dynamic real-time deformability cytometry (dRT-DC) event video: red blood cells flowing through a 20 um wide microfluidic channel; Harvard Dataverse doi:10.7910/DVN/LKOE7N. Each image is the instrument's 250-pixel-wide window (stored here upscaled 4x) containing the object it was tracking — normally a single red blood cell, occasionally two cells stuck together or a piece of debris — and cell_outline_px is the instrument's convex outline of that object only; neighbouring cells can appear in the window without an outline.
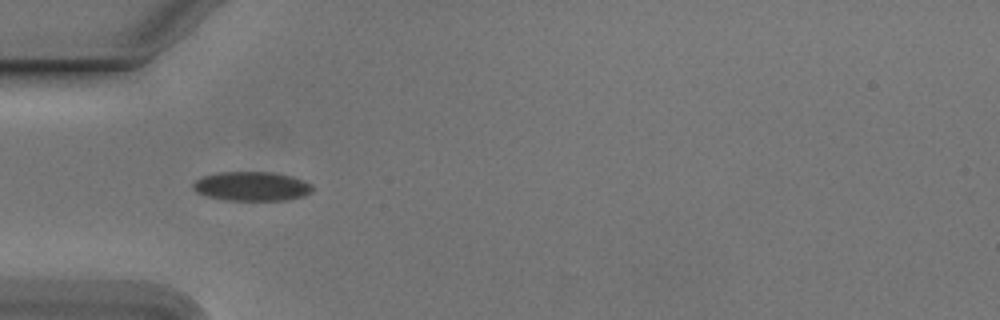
{"species": "Egyptian fruit bat (a non-hibernating species)", "species_latin": "Rousettus aegyptiacus", "temperature_condition": "cold", "stored_images_in_passage": 38, "camera_frame_rate_fps": 3000, "um_per_image_px": 0.085, "animal": {"sex": "male"}, "frame": {"image": 1, "passage_image": 1, "time_ms": 0.0, "image_size_px": [1000, 320], "cell_outline_px": [[312, 192], [304, 196], [288, 200], [224, 200], [204, 196], [196, 192], [192, 188], [192, 184], [196, 180], [204, 176], [220, 172], [272, 172], [292, 176], [312, 184]], "centroid_in_image_um": [21.39, 15.84], "position_along_channel_um": 63.6, "area_um2": 20.46}}
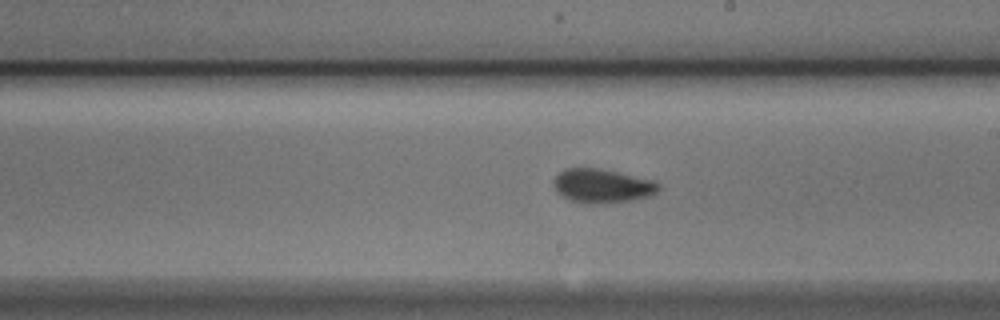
{"frame": {"image": 2, "passage_image": 15, "time_ms": 4.667, "image_size_px": [1000, 320], "cell_outline_px": [[660, 188], [652, 196], [632, 200], [608, 204], [588, 204], [572, 200], [556, 192], [552, 184], [552, 180], [564, 168], [596, 168], [616, 172], [648, 180], [660, 184]], "centroid_in_image_um": [51.14, 15.82], "position_along_channel_um": 237.9, "area_um2": 20.69}}
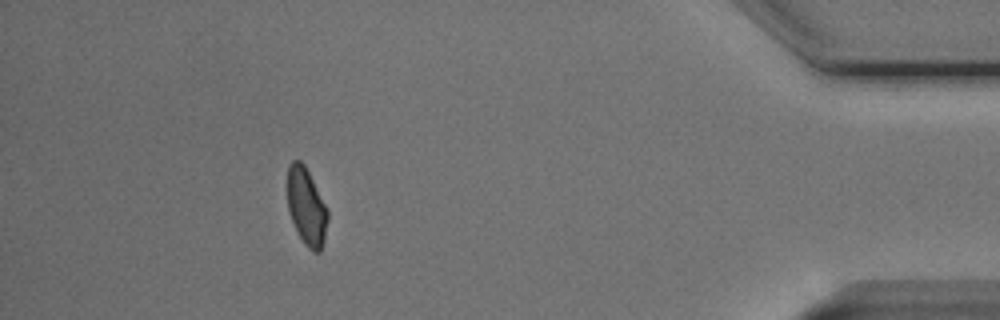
{"frame": {"image": 3, "passage_image": 33, "time_ms": 10.667, "image_size_px": [1000, 320], "cell_outline_px": [[328, 220], [324, 244], [320, 252], [312, 252], [304, 244], [288, 212], [284, 184], [288, 164], [292, 160], [300, 160], [304, 164], [328, 208]], "centroid_in_image_um": [26.01, 17.52], "position_along_channel_um": 409.2, "area_um2": 18.96}, "authors_computed_cell_mechanics": {"area_um2": 19.5364, "velocity_mm_per_s": 3.7671, "shape_relaxation_time_tau1_ms": 3.3247, "shape_relaxation_time_tau2_ms": null, "deformation_change_tau1": 0.1073, "deformation_change_tau2": null}}